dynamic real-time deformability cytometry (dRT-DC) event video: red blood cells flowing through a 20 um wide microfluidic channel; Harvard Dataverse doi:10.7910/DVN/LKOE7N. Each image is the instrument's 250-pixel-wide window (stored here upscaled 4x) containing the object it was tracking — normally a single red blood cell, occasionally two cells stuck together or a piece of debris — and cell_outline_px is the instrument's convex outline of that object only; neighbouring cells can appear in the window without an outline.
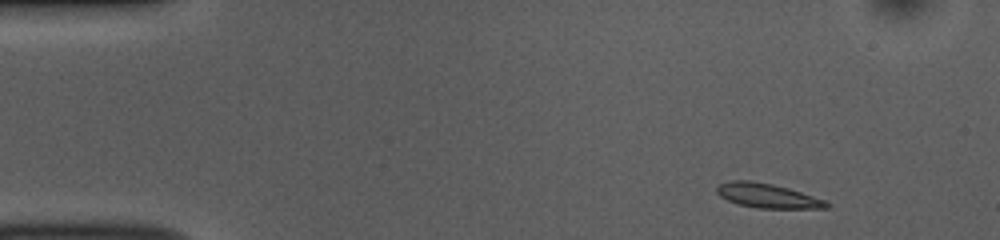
{"species": "common noctule bat (a hibernating species)", "species_latin": "Nyctalus noctula", "temperature_condition": "room temperature", "stored_images_in_passage": 48, "camera_frame_rate_fps": 3000, "um_per_image_px": 0.085, "animal": {"sex": "female", "body_mass_g": 10.0, "forearm_length_mm": 53.1}, "frame": {"image": 1, "passage_image": 2, "time_ms": 0.333, "image_size_px": [1000, 240], "cell_outline_px": [[832, 204], [828, 208], [756, 208], [740, 204], [728, 200], [720, 196], [716, 192], [716, 188], [720, 184], [732, 180], [752, 180], [772, 184], [788, 188], [824, 200]], "centroid_in_image_um": [65.23, 16.63], "position_along_channel_um": 19.8, "area_um2": 15.43}}
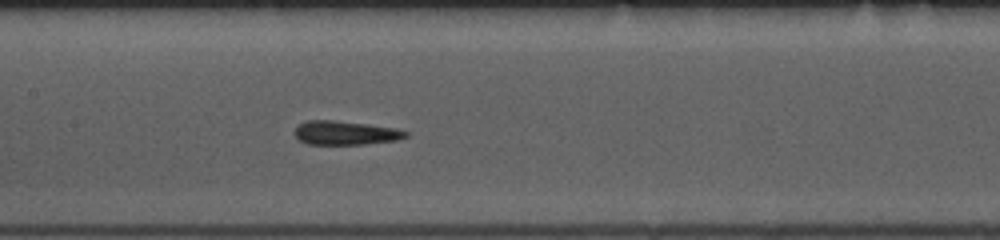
{"frame": {"image": 2, "passage_image": 21, "time_ms": 6.667, "image_size_px": [1000, 240], "cell_outline_px": [[408, 136], [396, 140], [364, 144], [308, 144], [300, 140], [292, 132], [300, 124], [308, 120], [332, 120], [396, 128], [408, 132]], "centroid_in_image_um": [29.34, 11.3], "position_along_channel_um": 178.1, "area_um2": 15.26}}
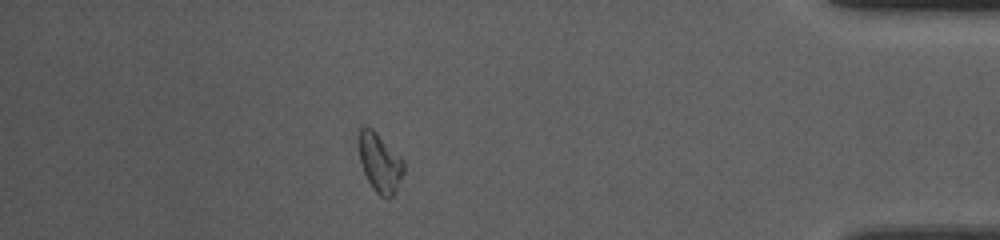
{"frame": {"image": 3, "passage_image": 42, "time_ms": 13.667, "image_size_px": [1000, 240], "cell_outline_px": [[404, 172], [392, 196], [388, 200], [380, 196], [372, 188], [364, 172], [360, 160], [360, 128], [364, 124], [372, 128], [404, 160]], "centroid_in_image_um": [32.3, 13.84], "position_along_channel_um": 402.9, "area_um2": 15.2}, "authors_computed_cell_mechanics": {"area_um2": 15.7794, "velocity_mm_per_s": 3.8265, "shape_relaxation_time_tau1_ms": 11.2687, "shape_relaxation_time_tau2_ms": 3.5493, "deformation_change_tau1": 0.1978, "deformation_change_tau2": 0.071}}